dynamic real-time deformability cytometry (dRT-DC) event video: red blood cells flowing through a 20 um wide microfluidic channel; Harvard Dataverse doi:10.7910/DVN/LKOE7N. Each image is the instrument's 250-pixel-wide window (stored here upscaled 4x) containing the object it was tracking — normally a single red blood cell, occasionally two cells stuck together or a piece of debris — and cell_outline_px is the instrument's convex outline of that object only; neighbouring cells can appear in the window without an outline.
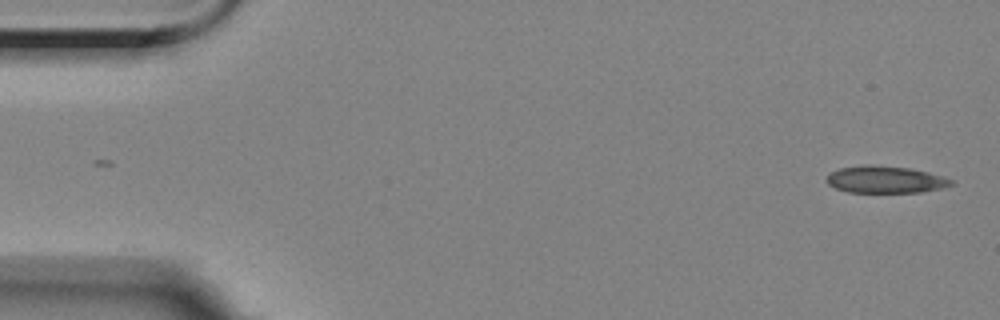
{"species": "Egyptian fruit bat (a non-hibernating species)", "species_latin": "Rousettus aegyptiacus", "temperature_condition": "room temperature", "stored_images_in_passage": 55, "camera_frame_rate_fps": 3000, "um_per_image_px": 0.085, "animal": {"sex": "female"}, "frame": {"image": 1, "passage_image": 1, "time_ms": 0.0, "image_size_px": [1000, 320], "cell_outline_px": [[956, 184], [944, 188], [920, 192], [848, 192], [836, 188], [828, 184], [824, 180], [832, 172], [840, 168], [864, 164], [872, 164], [912, 168], [944, 176], [952, 180]], "centroid_in_image_um": [75.29, 15.25], "position_along_channel_um": 9.7, "area_um2": 19.88}}
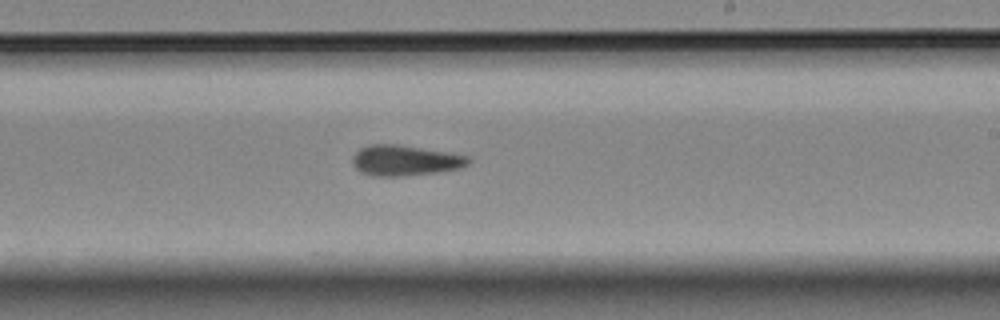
{"frame": {"image": 2, "passage_image": 32, "time_ms": 10.333, "image_size_px": [1000, 320], "cell_outline_px": [[472, 160], [468, 164], [460, 168], [436, 172], [400, 176], [376, 176], [364, 172], [356, 168], [352, 164], [352, 156], [360, 148], [368, 144], [396, 144], [468, 156]], "centroid_in_image_um": [34.4, 13.63], "position_along_channel_um": 254.6, "area_um2": 20.29}}
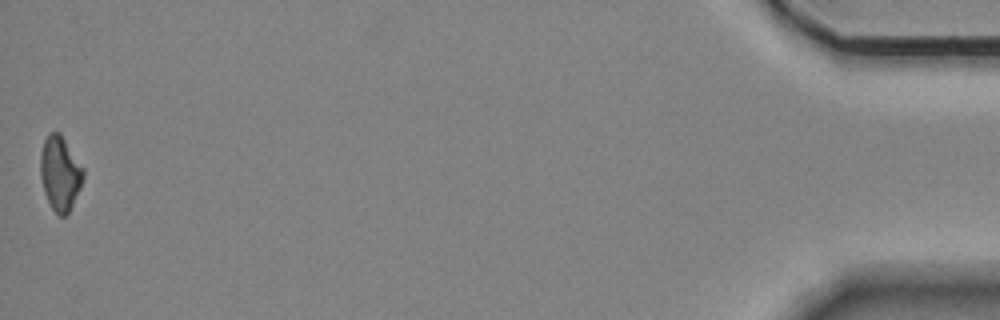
{"frame": {"image": 3, "passage_image": 55, "time_ms": 18.0, "image_size_px": [1000, 320], "cell_outline_px": [[84, 176], [80, 188], [68, 212], [64, 216], [60, 216], [52, 208], [44, 192], [40, 176], [40, 152], [44, 140], [48, 132], [60, 132], [84, 168]], "centroid_in_image_um": [5.09, 14.68], "position_along_channel_um": 430.1, "area_um2": 18.55}}